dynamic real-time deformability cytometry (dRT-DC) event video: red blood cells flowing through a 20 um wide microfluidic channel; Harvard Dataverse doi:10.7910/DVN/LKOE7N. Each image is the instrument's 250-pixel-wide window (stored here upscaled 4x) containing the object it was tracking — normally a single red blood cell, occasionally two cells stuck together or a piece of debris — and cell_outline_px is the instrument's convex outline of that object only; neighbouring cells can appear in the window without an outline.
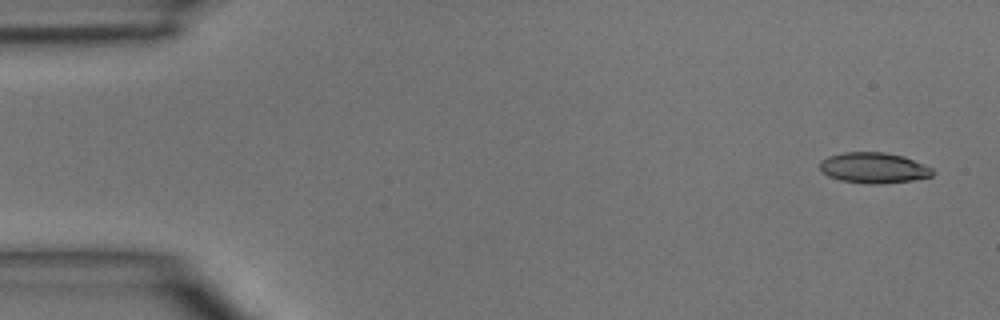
{"species": "common noctule bat (a hibernating species)", "species_latin": "Nyctalus noctula", "temperature_condition": "room temperature", "stored_images_in_passage": 4, "camera_frame_rate_fps": 3000, "um_per_image_px": 0.085, "animal": {"sex": "male", "body_mass_g": 15.6}, "frame": {"image": 1, "passage_image": 1, "time_ms": 0.0, "image_size_px": [1000, 320], "cell_outline_px": [[936, 172], [932, 176], [912, 180], [880, 184], [872, 184], [840, 180], [828, 176], [820, 172], [820, 160], [828, 156], [844, 152], [884, 152], [904, 156], [924, 164], [932, 168]], "centroid_in_image_um": [74.26, 14.26], "position_along_channel_um": 10.7, "area_um2": 20.29}}
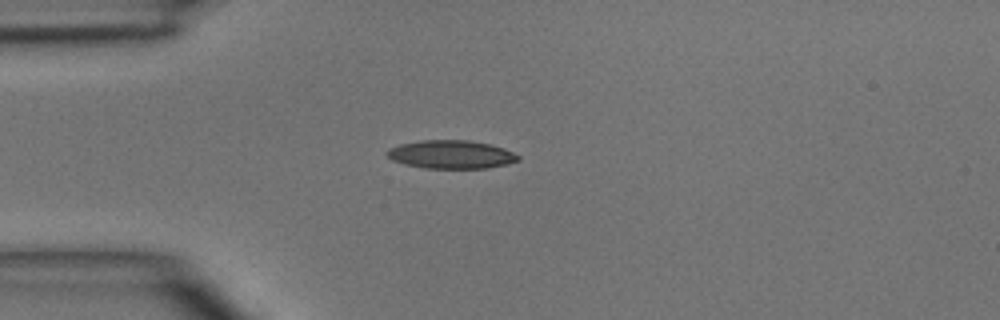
{"frame": {"image": 2, "passage_image": 3, "time_ms": 3.333, "image_size_px": [1000, 320], "cell_outline_px": [[520, 160], [508, 164], [488, 168], [424, 168], [404, 164], [392, 160], [384, 152], [388, 148], [400, 144], [420, 140], [468, 140], [488, 144], [504, 148], [520, 156]], "centroid_in_image_um": [38.33, 13.13], "position_along_channel_um": 46.7, "area_um2": 21.73}}